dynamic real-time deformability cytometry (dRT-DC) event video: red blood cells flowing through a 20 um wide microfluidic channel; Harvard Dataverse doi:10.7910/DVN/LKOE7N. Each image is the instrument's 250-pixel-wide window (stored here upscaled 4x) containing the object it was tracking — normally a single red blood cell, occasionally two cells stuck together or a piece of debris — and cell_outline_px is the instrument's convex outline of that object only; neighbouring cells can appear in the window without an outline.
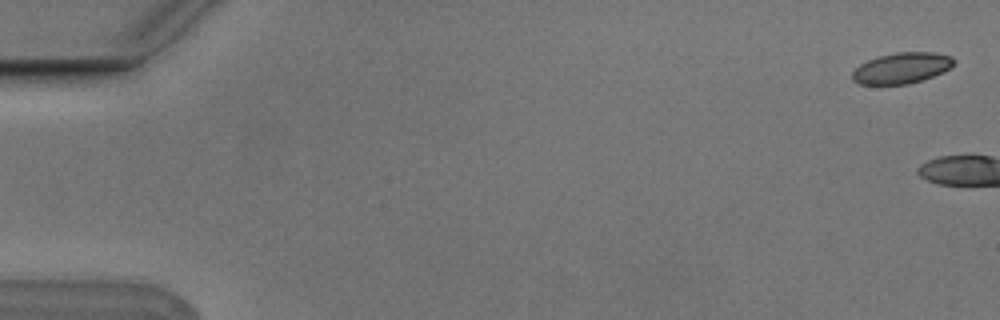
{"species": "Egyptian fruit bat (a non-hibernating species)", "species_latin": "Rousettus aegyptiacus", "temperature_condition": "cold", "stored_images_in_passage": 6, "camera_frame_rate_fps": 3000, "um_per_image_px": 0.085, "animal": {"sex": "male"}, "frame": {"image": 1, "passage_image": 1, "time_ms": 0.0, "image_size_px": [1000, 320], "cell_outline_px": [[956, 64], [952, 68], [944, 72], [908, 84], [860, 84], [852, 80], [852, 72], [860, 64], [868, 60], [880, 56], [896, 52], [936, 52], [952, 56], [956, 60]], "centroid_in_image_um": [76.7, 5.77], "position_along_channel_um": 8.3, "area_um2": 18.38}}